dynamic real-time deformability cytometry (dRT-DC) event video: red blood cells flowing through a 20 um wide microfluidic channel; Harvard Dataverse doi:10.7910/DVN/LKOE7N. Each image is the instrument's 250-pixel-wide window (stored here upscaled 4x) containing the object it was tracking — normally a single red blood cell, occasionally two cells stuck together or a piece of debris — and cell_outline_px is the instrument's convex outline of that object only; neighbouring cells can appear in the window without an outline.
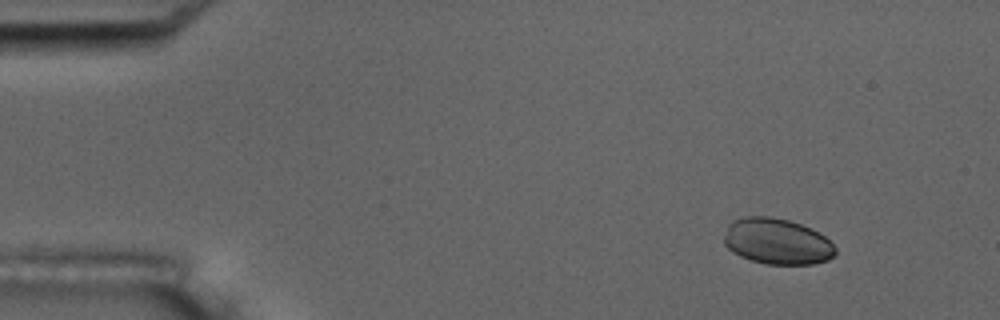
{"species": "common noctule bat (a hibernating species)", "species_latin": "Nyctalus noctula", "temperature_condition": "room temperature", "stored_images_in_passage": 4, "camera_frame_rate_fps": 3000, "um_per_image_px": 0.085, "animal": {"sex": "male", "body_mass_g": 17.5, "forearm_length_mm": 52.3}, "frame": {"image": 1, "passage_image": 2, "time_ms": 0.333, "image_size_px": [1000, 320], "cell_outline_px": [[836, 252], [828, 260], [812, 264], [764, 264], [740, 256], [732, 252], [724, 244], [724, 236], [728, 224], [732, 220], [744, 216], [772, 216], [788, 220], [812, 228], [824, 236], [836, 248]], "centroid_in_image_um": [66.02, 20.51], "position_along_channel_um": 19.0, "area_um2": 29.94}}